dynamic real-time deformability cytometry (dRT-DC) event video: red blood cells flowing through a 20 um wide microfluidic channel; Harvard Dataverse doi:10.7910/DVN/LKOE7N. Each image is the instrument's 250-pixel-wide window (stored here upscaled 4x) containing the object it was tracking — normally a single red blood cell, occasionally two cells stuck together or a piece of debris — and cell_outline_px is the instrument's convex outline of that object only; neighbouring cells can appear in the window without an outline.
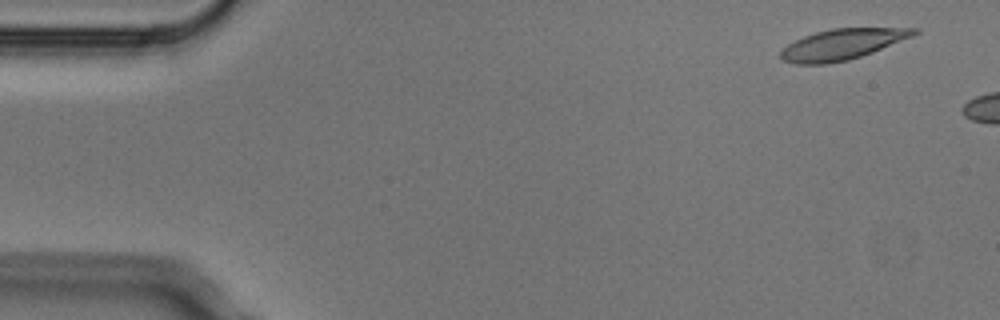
{"species": "Egyptian fruit bat (a non-hibernating species)", "species_latin": "Rousettus aegyptiacus", "temperature_condition": "cold", "stored_images_in_passage": 2, "camera_frame_rate_fps": 3000, "um_per_image_px": 0.085, "animal": {"sex": "male"}, "frame": {"image": 1, "passage_image": 1, "time_ms": 0.0, "image_size_px": [1000, 320], "cell_outline_px": [[920, 32], [912, 36], [872, 52], [848, 60], [828, 64], [796, 64], [780, 60], [780, 52], [788, 44], [804, 36], [816, 32], [832, 28], [920, 28]], "centroid_in_image_um": [71.56, 3.77], "position_along_channel_um": 13.4, "area_um2": 23.7}}